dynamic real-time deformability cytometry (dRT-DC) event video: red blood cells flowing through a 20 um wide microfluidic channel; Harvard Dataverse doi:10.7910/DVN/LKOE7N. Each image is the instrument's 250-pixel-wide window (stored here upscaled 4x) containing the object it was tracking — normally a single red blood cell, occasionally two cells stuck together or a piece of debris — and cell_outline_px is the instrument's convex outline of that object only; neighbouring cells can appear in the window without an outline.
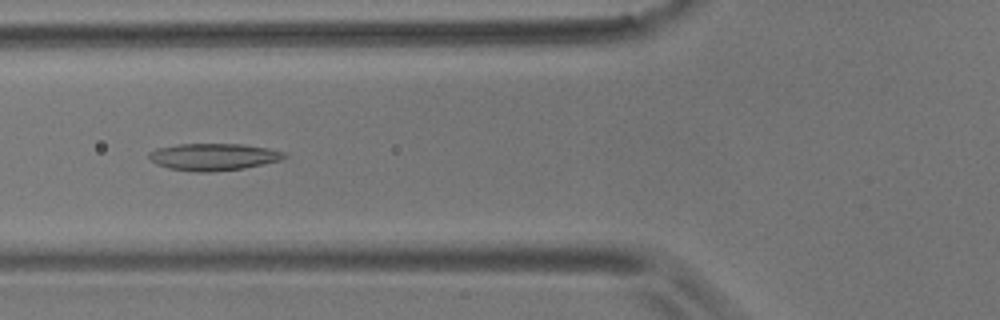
{"species": "common noctule bat (a hibernating species)", "species_latin": "Nyctalus noctula", "temperature_condition": "room temperature", "stored_images_in_passage": 52, "camera_frame_rate_fps": 3000, "um_per_image_px": 0.085, "animal": {"sex": "male", "body_mass_g": 17.9}, "frame": {"image": 1, "passage_image": 16, "time_ms": 5.0, "image_size_px": [1000, 320], "cell_outline_px": [[288, 156], [280, 160], [244, 168], [212, 172], [196, 172], [168, 168], [156, 164], [148, 156], [148, 152], [156, 148], [180, 144], [244, 144], [268, 148], [284, 152]], "centroid_in_image_um": [18.13, 13.33], "position_along_channel_um": 107.7, "area_um2": 21.33}}
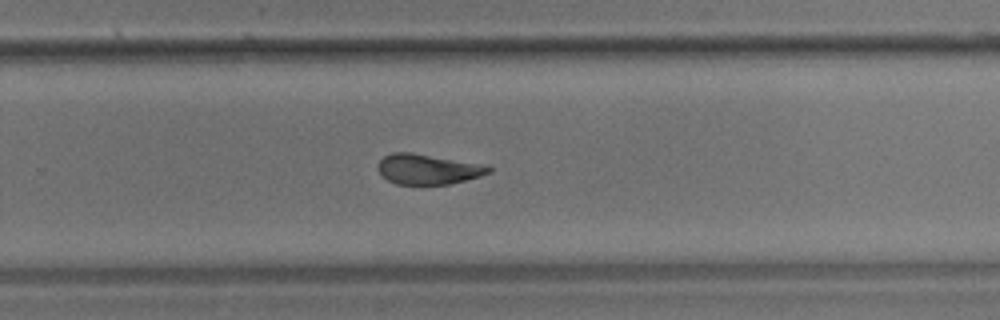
{"frame": {"image": 2, "passage_image": 32, "time_ms": 10.333, "image_size_px": [1000, 320], "cell_outline_px": [[492, 172], [480, 176], [448, 184], [396, 184], [388, 180], [376, 168], [380, 160], [384, 156], [392, 152], [412, 152], [488, 164], [492, 168]], "centroid_in_image_um": [36.42, 14.36], "position_along_channel_um": 293.4, "area_um2": 19.71}}
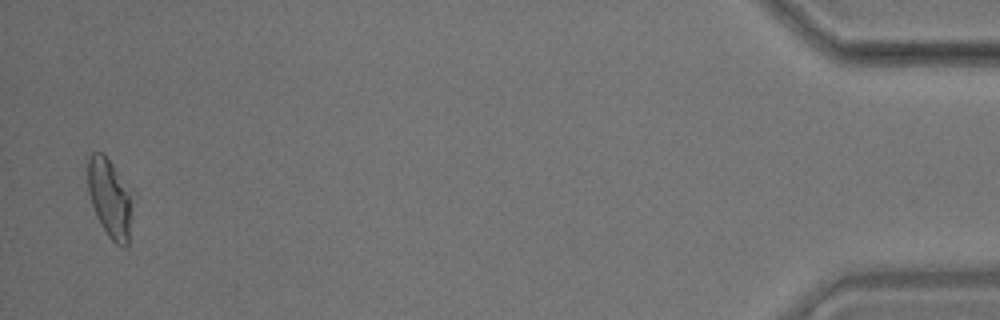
{"frame": {"image": 3, "passage_image": 51, "time_ms": 16.667, "image_size_px": [1000, 320], "cell_outline_px": [[132, 188], [128, 244], [124, 248], [116, 244], [108, 236], [96, 216], [88, 192], [88, 156], [92, 152], [104, 152]], "centroid_in_image_um": [9.34, 16.78], "position_along_channel_um": 425.9, "area_um2": 20.81}, "authors_computed_cell_mechanics": {"area_um2": 20.7213, "velocity_mm_per_s": 3.4749, "shape_relaxation_time_tau1_ms": null, "shape_relaxation_time_tau2_ms": 3.6097, "deformation_change_tau1": null, "deformation_change_tau2": 0.1229}}